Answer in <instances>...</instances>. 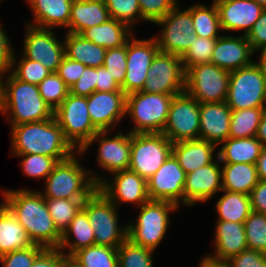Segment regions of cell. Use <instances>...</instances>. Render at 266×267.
<instances>
[{
	"instance_id": "cell-56",
	"label": "cell",
	"mask_w": 266,
	"mask_h": 267,
	"mask_svg": "<svg viewBox=\"0 0 266 267\" xmlns=\"http://www.w3.org/2000/svg\"><path fill=\"white\" fill-rule=\"evenodd\" d=\"M249 196L252 211L266 215V180H259Z\"/></svg>"
},
{
	"instance_id": "cell-48",
	"label": "cell",
	"mask_w": 266,
	"mask_h": 267,
	"mask_svg": "<svg viewBox=\"0 0 266 267\" xmlns=\"http://www.w3.org/2000/svg\"><path fill=\"white\" fill-rule=\"evenodd\" d=\"M44 249L33 244L25 249L15 250L0 256L3 267H31L36 256Z\"/></svg>"
},
{
	"instance_id": "cell-5",
	"label": "cell",
	"mask_w": 266,
	"mask_h": 267,
	"mask_svg": "<svg viewBox=\"0 0 266 267\" xmlns=\"http://www.w3.org/2000/svg\"><path fill=\"white\" fill-rule=\"evenodd\" d=\"M140 207L136 223L127 225V238L134 244L155 251L169 226V212L178 206L169 201L149 200Z\"/></svg>"
},
{
	"instance_id": "cell-10",
	"label": "cell",
	"mask_w": 266,
	"mask_h": 267,
	"mask_svg": "<svg viewBox=\"0 0 266 267\" xmlns=\"http://www.w3.org/2000/svg\"><path fill=\"white\" fill-rule=\"evenodd\" d=\"M173 143L162 133H131L129 170L148 180L172 154Z\"/></svg>"
},
{
	"instance_id": "cell-54",
	"label": "cell",
	"mask_w": 266,
	"mask_h": 267,
	"mask_svg": "<svg viewBox=\"0 0 266 267\" xmlns=\"http://www.w3.org/2000/svg\"><path fill=\"white\" fill-rule=\"evenodd\" d=\"M65 256L58 248H44L36 256L31 267H62Z\"/></svg>"
},
{
	"instance_id": "cell-1",
	"label": "cell",
	"mask_w": 266,
	"mask_h": 267,
	"mask_svg": "<svg viewBox=\"0 0 266 267\" xmlns=\"http://www.w3.org/2000/svg\"><path fill=\"white\" fill-rule=\"evenodd\" d=\"M7 209L26 230L33 244L58 248L62 235L56 229L41 192L28 189L4 190Z\"/></svg>"
},
{
	"instance_id": "cell-46",
	"label": "cell",
	"mask_w": 266,
	"mask_h": 267,
	"mask_svg": "<svg viewBox=\"0 0 266 267\" xmlns=\"http://www.w3.org/2000/svg\"><path fill=\"white\" fill-rule=\"evenodd\" d=\"M127 42L120 47L107 49L103 66L121 87L124 83L127 65Z\"/></svg>"
},
{
	"instance_id": "cell-8",
	"label": "cell",
	"mask_w": 266,
	"mask_h": 267,
	"mask_svg": "<svg viewBox=\"0 0 266 267\" xmlns=\"http://www.w3.org/2000/svg\"><path fill=\"white\" fill-rule=\"evenodd\" d=\"M93 227L95 245L118 248L127 239V225H118L117 206L100 189H96L83 203Z\"/></svg>"
},
{
	"instance_id": "cell-25",
	"label": "cell",
	"mask_w": 266,
	"mask_h": 267,
	"mask_svg": "<svg viewBox=\"0 0 266 267\" xmlns=\"http://www.w3.org/2000/svg\"><path fill=\"white\" fill-rule=\"evenodd\" d=\"M215 227V255L206 258L215 262H227L248 249L244 223L218 220Z\"/></svg>"
},
{
	"instance_id": "cell-52",
	"label": "cell",
	"mask_w": 266,
	"mask_h": 267,
	"mask_svg": "<svg viewBox=\"0 0 266 267\" xmlns=\"http://www.w3.org/2000/svg\"><path fill=\"white\" fill-rule=\"evenodd\" d=\"M85 67L86 66L82 63L71 60L70 58L64 56L56 73L70 88L80 78Z\"/></svg>"
},
{
	"instance_id": "cell-12",
	"label": "cell",
	"mask_w": 266,
	"mask_h": 267,
	"mask_svg": "<svg viewBox=\"0 0 266 267\" xmlns=\"http://www.w3.org/2000/svg\"><path fill=\"white\" fill-rule=\"evenodd\" d=\"M200 103L187 92L175 95L162 131L172 143L199 139Z\"/></svg>"
},
{
	"instance_id": "cell-21",
	"label": "cell",
	"mask_w": 266,
	"mask_h": 267,
	"mask_svg": "<svg viewBox=\"0 0 266 267\" xmlns=\"http://www.w3.org/2000/svg\"><path fill=\"white\" fill-rule=\"evenodd\" d=\"M200 167L186 174L184 185V205L210 200L216 192L222 191V170L218 162Z\"/></svg>"
},
{
	"instance_id": "cell-29",
	"label": "cell",
	"mask_w": 266,
	"mask_h": 267,
	"mask_svg": "<svg viewBox=\"0 0 266 267\" xmlns=\"http://www.w3.org/2000/svg\"><path fill=\"white\" fill-rule=\"evenodd\" d=\"M217 153L221 163H247L256 165L263 148L262 143L255 137L227 138Z\"/></svg>"
},
{
	"instance_id": "cell-27",
	"label": "cell",
	"mask_w": 266,
	"mask_h": 267,
	"mask_svg": "<svg viewBox=\"0 0 266 267\" xmlns=\"http://www.w3.org/2000/svg\"><path fill=\"white\" fill-rule=\"evenodd\" d=\"M215 148L216 145L202 139L186 140L173 143L172 154L187 174L211 164Z\"/></svg>"
},
{
	"instance_id": "cell-65",
	"label": "cell",
	"mask_w": 266,
	"mask_h": 267,
	"mask_svg": "<svg viewBox=\"0 0 266 267\" xmlns=\"http://www.w3.org/2000/svg\"><path fill=\"white\" fill-rule=\"evenodd\" d=\"M253 1H255L261 7H263L264 9H266V0H253Z\"/></svg>"
},
{
	"instance_id": "cell-4",
	"label": "cell",
	"mask_w": 266,
	"mask_h": 267,
	"mask_svg": "<svg viewBox=\"0 0 266 267\" xmlns=\"http://www.w3.org/2000/svg\"><path fill=\"white\" fill-rule=\"evenodd\" d=\"M103 181L100 176L86 171L74 153L55 165L45 179V193L40 192L44 199H87Z\"/></svg>"
},
{
	"instance_id": "cell-23",
	"label": "cell",
	"mask_w": 266,
	"mask_h": 267,
	"mask_svg": "<svg viewBox=\"0 0 266 267\" xmlns=\"http://www.w3.org/2000/svg\"><path fill=\"white\" fill-rule=\"evenodd\" d=\"M252 54L254 51L245 35H221L216 40L210 63L231 72L252 64Z\"/></svg>"
},
{
	"instance_id": "cell-40",
	"label": "cell",
	"mask_w": 266,
	"mask_h": 267,
	"mask_svg": "<svg viewBox=\"0 0 266 267\" xmlns=\"http://www.w3.org/2000/svg\"><path fill=\"white\" fill-rule=\"evenodd\" d=\"M153 251L127 238L117 248L118 267H153Z\"/></svg>"
},
{
	"instance_id": "cell-28",
	"label": "cell",
	"mask_w": 266,
	"mask_h": 267,
	"mask_svg": "<svg viewBox=\"0 0 266 267\" xmlns=\"http://www.w3.org/2000/svg\"><path fill=\"white\" fill-rule=\"evenodd\" d=\"M33 11V24L38 28L68 27L73 0H27Z\"/></svg>"
},
{
	"instance_id": "cell-18",
	"label": "cell",
	"mask_w": 266,
	"mask_h": 267,
	"mask_svg": "<svg viewBox=\"0 0 266 267\" xmlns=\"http://www.w3.org/2000/svg\"><path fill=\"white\" fill-rule=\"evenodd\" d=\"M108 133L109 131H98L80 151H77L78 154H84L88 147L98 140L99 166L112 174L127 170L130 165L131 133H118L113 138L107 137Z\"/></svg>"
},
{
	"instance_id": "cell-2",
	"label": "cell",
	"mask_w": 266,
	"mask_h": 267,
	"mask_svg": "<svg viewBox=\"0 0 266 267\" xmlns=\"http://www.w3.org/2000/svg\"><path fill=\"white\" fill-rule=\"evenodd\" d=\"M11 135L14 155L40 154L60 162L74 154L55 117L11 126Z\"/></svg>"
},
{
	"instance_id": "cell-26",
	"label": "cell",
	"mask_w": 266,
	"mask_h": 267,
	"mask_svg": "<svg viewBox=\"0 0 266 267\" xmlns=\"http://www.w3.org/2000/svg\"><path fill=\"white\" fill-rule=\"evenodd\" d=\"M109 19L110 14L104 0H73L67 29L70 33L80 34Z\"/></svg>"
},
{
	"instance_id": "cell-39",
	"label": "cell",
	"mask_w": 266,
	"mask_h": 267,
	"mask_svg": "<svg viewBox=\"0 0 266 267\" xmlns=\"http://www.w3.org/2000/svg\"><path fill=\"white\" fill-rule=\"evenodd\" d=\"M86 199H46V205L58 232L63 233L68 229L70 222L82 209Z\"/></svg>"
},
{
	"instance_id": "cell-7",
	"label": "cell",
	"mask_w": 266,
	"mask_h": 267,
	"mask_svg": "<svg viewBox=\"0 0 266 267\" xmlns=\"http://www.w3.org/2000/svg\"><path fill=\"white\" fill-rule=\"evenodd\" d=\"M226 103L231 110L266 107V73L258 62L230 72Z\"/></svg>"
},
{
	"instance_id": "cell-11",
	"label": "cell",
	"mask_w": 266,
	"mask_h": 267,
	"mask_svg": "<svg viewBox=\"0 0 266 267\" xmlns=\"http://www.w3.org/2000/svg\"><path fill=\"white\" fill-rule=\"evenodd\" d=\"M230 72L213 63L195 65L186 70L185 92L199 103L224 102L228 95Z\"/></svg>"
},
{
	"instance_id": "cell-62",
	"label": "cell",
	"mask_w": 266,
	"mask_h": 267,
	"mask_svg": "<svg viewBox=\"0 0 266 267\" xmlns=\"http://www.w3.org/2000/svg\"><path fill=\"white\" fill-rule=\"evenodd\" d=\"M261 51V55H260V59H259V64L262 67V70L266 73V45L260 49Z\"/></svg>"
},
{
	"instance_id": "cell-22",
	"label": "cell",
	"mask_w": 266,
	"mask_h": 267,
	"mask_svg": "<svg viewBox=\"0 0 266 267\" xmlns=\"http://www.w3.org/2000/svg\"><path fill=\"white\" fill-rule=\"evenodd\" d=\"M221 30H242L247 35L264 10L253 0H214Z\"/></svg>"
},
{
	"instance_id": "cell-38",
	"label": "cell",
	"mask_w": 266,
	"mask_h": 267,
	"mask_svg": "<svg viewBox=\"0 0 266 267\" xmlns=\"http://www.w3.org/2000/svg\"><path fill=\"white\" fill-rule=\"evenodd\" d=\"M71 257L83 267H118L117 248L93 245L81 248Z\"/></svg>"
},
{
	"instance_id": "cell-41",
	"label": "cell",
	"mask_w": 266,
	"mask_h": 267,
	"mask_svg": "<svg viewBox=\"0 0 266 267\" xmlns=\"http://www.w3.org/2000/svg\"><path fill=\"white\" fill-rule=\"evenodd\" d=\"M248 249L266 254V215L252 211L244 221Z\"/></svg>"
},
{
	"instance_id": "cell-31",
	"label": "cell",
	"mask_w": 266,
	"mask_h": 267,
	"mask_svg": "<svg viewBox=\"0 0 266 267\" xmlns=\"http://www.w3.org/2000/svg\"><path fill=\"white\" fill-rule=\"evenodd\" d=\"M65 56L92 68L102 67L107 49L84 39L80 34L67 32Z\"/></svg>"
},
{
	"instance_id": "cell-32",
	"label": "cell",
	"mask_w": 266,
	"mask_h": 267,
	"mask_svg": "<svg viewBox=\"0 0 266 267\" xmlns=\"http://www.w3.org/2000/svg\"><path fill=\"white\" fill-rule=\"evenodd\" d=\"M222 190L249 195L259 178L256 165L247 163H224Z\"/></svg>"
},
{
	"instance_id": "cell-53",
	"label": "cell",
	"mask_w": 266,
	"mask_h": 267,
	"mask_svg": "<svg viewBox=\"0 0 266 267\" xmlns=\"http://www.w3.org/2000/svg\"><path fill=\"white\" fill-rule=\"evenodd\" d=\"M246 38L254 52H257V50H260L266 45V9L262 11L259 19L246 35Z\"/></svg>"
},
{
	"instance_id": "cell-44",
	"label": "cell",
	"mask_w": 266,
	"mask_h": 267,
	"mask_svg": "<svg viewBox=\"0 0 266 267\" xmlns=\"http://www.w3.org/2000/svg\"><path fill=\"white\" fill-rule=\"evenodd\" d=\"M110 18L127 24L129 27L138 19L144 21L138 0H104Z\"/></svg>"
},
{
	"instance_id": "cell-16",
	"label": "cell",
	"mask_w": 266,
	"mask_h": 267,
	"mask_svg": "<svg viewBox=\"0 0 266 267\" xmlns=\"http://www.w3.org/2000/svg\"><path fill=\"white\" fill-rule=\"evenodd\" d=\"M186 173L173 154L147 180L150 200L169 201L180 206L184 203ZM180 203V204H179Z\"/></svg>"
},
{
	"instance_id": "cell-55",
	"label": "cell",
	"mask_w": 266,
	"mask_h": 267,
	"mask_svg": "<svg viewBox=\"0 0 266 267\" xmlns=\"http://www.w3.org/2000/svg\"><path fill=\"white\" fill-rule=\"evenodd\" d=\"M15 58L8 36L0 27V72L4 74L12 70L16 63Z\"/></svg>"
},
{
	"instance_id": "cell-45",
	"label": "cell",
	"mask_w": 266,
	"mask_h": 267,
	"mask_svg": "<svg viewBox=\"0 0 266 267\" xmlns=\"http://www.w3.org/2000/svg\"><path fill=\"white\" fill-rule=\"evenodd\" d=\"M22 156L21 166L23 173L31 178H47L58 161L49 156L40 154L17 155Z\"/></svg>"
},
{
	"instance_id": "cell-37",
	"label": "cell",
	"mask_w": 266,
	"mask_h": 267,
	"mask_svg": "<svg viewBox=\"0 0 266 267\" xmlns=\"http://www.w3.org/2000/svg\"><path fill=\"white\" fill-rule=\"evenodd\" d=\"M266 107L232 110L229 137L248 138L256 136L258 125Z\"/></svg>"
},
{
	"instance_id": "cell-13",
	"label": "cell",
	"mask_w": 266,
	"mask_h": 267,
	"mask_svg": "<svg viewBox=\"0 0 266 267\" xmlns=\"http://www.w3.org/2000/svg\"><path fill=\"white\" fill-rule=\"evenodd\" d=\"M185 74L180 56L158 51L151 62L142 92L181 94L185 91Z\"/></svg>"
},
{
	"instance_id": "cell-42",
	"label": "cell",
	"mask_w": 266,
	"mask_h": 267,
	"mask_svg": "<svg viewBox=\"0 0 266 267\" xmlns=\"http://www.w3.org/2000/svg\"><path fill=\"white\" fill-rule=\"evenodd\" d=\"M38 89L43 100L55 111L70 93V88L56 72H51L41 83Z\"/></svg>"
},
{
	"instance_id": "cell-35",
	"label": "cell",
	"mask_w": 266,
	"mask_h": 267,
	"mask_svg": "<svg viewBox=\"0 0 266 267\" xmlns=\"http://www.w3.org/2000/svg\"><path fill=\"white\" fill-rule=\"evenodd\" d=\"M222 191L225 194L216 202L218 220L244 223L252 212L250 196L243 193Z\"/></svg>"
},
{
	"instance_id": "cell-57",
	"label": "cell",
	"mask_w": 266,
	"mask_h": 267,
	"mask_svg": "<svg viewBox=\"0 0 266 267\" xmlns=\"http://www.w3.org/2000/svg\"><path fill=\"white\" fill-rule=\"evenodd\" d=\"M96 91L113 92L122 91L104 66L96 68Z\"/></svg>"
},
{
	"instance_id": "cell-6",
	"label": "cell",
	"mask_w": 266,
	"mask_h": 267,
	"mask_svg": "<svg viewBox=\"0 0 266 267\" xmlns=\"http://www.w3.org/2000/svg\"><path fill=\"white\" fill-rule=\"evenodd\" d=\"M175 95L134 92L126 96V114L134 121V134L162 133Z\"/></svg>"
},
{
	"instance_id": "cell-14",
	"label": "cell",
	"mask_w": 266,
	"mask_h": 267,
	"mask_svg": "<svg viewBox=\"0 0 266 267\" xmlns=\"http://www.w3.org/2000/svg\"><path fill=\"white\" fill-rule=\"evenodd\" d=\"M155 24L163 26L161 36L155 38L159 51L182 57L198 35L193 28L191 13L178 5Z\"/></svg>"
},
{
	"instance_id": "cell-43",
	"label": "cell",
	"mask_w": 266,
	"mask_h": 267,
	"mask_svg": "<svg viewBox=\"0 0 266 267\" xmlns=\"http://www.w3.org/2000/svg\"><path fill=\"white\" fill-rule=\"evenodd\" d=\"M217 38L197 37L181 57L185 71L195 65L210 63Z\"/></svg>"
},
{
	"instance_id": "cell-61",
	"label": "cell",
	"mask_w": 266,
	"mask_h": 267,
	"mask_svg": "<svg viewBox=\"0 0 266 267\" xmlns=\"http://www.w3.org/2000/svg\"><path fill=\"white\" fill-rule=\"evenodd\" d=\"M62 267H83L71 256H65L63 258Z\"/></svg>"
},
{
	"instance_id": "cell-50",
	"label": "cell",
	"mask_w": 266,
	"mask_h": 267,
	"mask_svg": "<svg viewBox=\"0 0 266 267\" xmlns=\"http://www.w3.org/2000/svg\"><path fill=\"white\" fill-rule=\"evenodd\" d=\"M229 267H266V254L253 249H246L230 258Z\"/></svg>"
},
{
	"instance_id": "cell-3",
	"label": "cell",
	"mask_w": 266,
	"mask_h": 267,
	"mask_svg": "<svg viewBox=\"0 0 266 267\" xmlns=\"http://www.w3.org/2000/svg\"><path fill=\"white\" fill-rule=\"evenodd\" d=\"M0 112L9 116L11 126L54 117V111L41 97L38 85L20 81L12 73L2 82Z\"/></svg>"
},
{
	"instance_id": "cell-63",
	"label": "cell",
	"mask_w": 266,
	"mask_h": 267,
	"mask_svg": "<svg viewBox=\"0 0 266 267\" xmlns=\"http://www.w3.org/2000/svg\"><path fill=\"white\" fill-rule=\"evenodd\" d=\"M4 203H0V215L7 209L6 197L4 195Z\"/></svg>"
},
{
	"instance_id": "cell-51",
	"label": "cell",
	"mask_w": 266,
	"mask_h": 267,
	"mask_svg": "<svg viewBox=\"0 0 266 267\" xmlns=\"http://www.w3.org/2000/svg\"><path fill=\"white\" fill-rule=\"evenodd\" d=\"M96 91V68L86 66L82 75L70 87V93L76 96L89 97Z\"/></svg>"
},
{
	"instance_id": "cell-30",
	"label": "cell",
	"mask_w": 266,
	"mask_h": 267,
	"mask_svg": "<svg viewBox=\"0 0 266 267\" xmlns=\"http://www.w3.org/2000/svg\"><path fill=\"white\" fill-rule=\"evenodd\" d=\"M131 28L116 19L83 30L80 35L105 49L123 46L132 37Z\"/></svg>"
},
{
	"instance_id": "cell-20",
	"label": "cell",
	"mask_w": 266,
	"mask_h": 267,
	"mask_svg": "<svg viewBox=\"0 0 266 267\" xmlns=\"http://www.w3.org/2000/svg\"><path fill=\"white\" fill-rule=\"evenodd\" d=\"M113 181L104 180L97 188L116 206L117 202L136 203L138 206L150 200L147 180L129 169L113 173ZM109 181V182H108ZM113 182V183H112ZM117 199V200H116Z\"/></svg>"
},
{
	"instance_id": "cell-34",
	"label": "cell",
	"mask_w": 266,
	"mask_h": 267,
	"mask_svg": "<svg viewBox=\"0 0 266 267\" xmlns=\"http://www.w3.org/2000/svg\"><path fill=\"white\" fill-rule=\"evenodd\" d=\"M32 245L26 230L16 217L6 209L0 215V256Z\"/></svg>"
},
{
	"instance_id": "cell-59",
	"label": "cell",
	"mask_w": 266,
	"mask_h": 267,
	"mask_svg": "<svg viewBox=\"0 0 266 267\" xmlns=\"http://www.w3.org/2000/svg\"><path fill=\"white\" fill-rule=\"evenodd\" d=\"M255 137L262 143L263 147H266V109L262 114Z\"/></svg>"
},
{
	"instance_id": "cell-15",
	"label": "cell",
	"mask_w": 266,
	"mask_h": 267,
	"mask_svg": "<svg viewBox=\"0 0 266 267\" xmlns=\"http://www.w3.org/2000/svg\"><path fill=\"white\" fill-rule=\"evenodd\" d=\"M131 37L127 40V65L124 83L121 90L129 95L142 91L151 62L159 51L156 39L138 40ZM131 42V43H130Z\"/></svg>"
},
{
	"instance_id": "cell-9",
	"label": "cell",
	"mask_w": 266,
	"mask_h": 267,
	"mask_svg": "<svg viewBox=\"0 0 266 267\" xmlns=\"http://www.w3.org/2000/svg\"><path fill=\"white\" fill-rule=\"evenodd\" d=\"M54 117L64 137L76 151H80L87 142L98 132L93 126L87 107V97L71 93L54 111Z\"/></svg>"
},
{
	"instance_id": "cell-49",
	"label": "cell",
	"mask_w": 266,
	"mask_h": 267,
	"mask_svg": "<svg viewBox=\"0 0 266 267\" xmlns=\"http://www.w3.org/2000/svg\"><path fill=\"white\" fill-rule=\"evenodd\" d=\"M142 18L156 23L177 6V0H138Z\"/></svg>"
},
{
	"instance_id": "cell-64",
	"label": "cell",
	"mask_w": 266,
	"mask_h": 267,
	"mask_svg": "<svg viewBox=\"0 0 266 267\" xmlns=\"http://www.w3.org/2000/svg\"><path fill=\"white\" fill-rule=\"evenodd\" d=\"M4 77V74L0 72V107H1V104H2V82L3 80L1 78Z\"/></svg>"
},
{
	"instance_id": "cell-36",
	"label": "cell",
	"mask_w": 266,
	"mask_h": 267,
	"mask_svg": "<svg viewBox=\"0 0 266 267\" xmlns=\"http://www.w3.org/2000/svg\"><path fill=\"white\" fill-rule=\"evenodd\" d=\"M187 10L191 13L193 28L199 37L218 38L221 36L218 34L221 26L214 1L210 7L203 4H194Z\"/></svg>"
},
{
	"instance_id": "cell-33",
	"label": "cell",
	"mask_w": 266,
	"mask_h": 267,
	"mask_svg": "<svg viewBox=\"0 0 266 267\" xmlns=\"http://www.w3.org/2000/svg\"><path fill=\"white\" fill-rule=\"evenodd\" d=\"M74 236L75 241H71L70 237ZM95 245V236L93 227L87 213L81 209L70 222L68 229L63 233L61 243L58 247L61 251L69 247L66 256H71L77 250Z\"/></svg>"
},
{
	"instance_id": "cell-17",
	"label": "cell",
	"mask_w": 266,
	"mask_h": 267,
	"mask_svg": "<svg viewBox=\"0 0 266 267\" xmlns=\"http://www.w3.org/2000/svg\"><path fill=\"white\" fill-rule=\"evenodd\" d=\"M27 33L24 41V56L39 61L51 72H57L65 56L64 42L60 43L52 29L26 25Z\"/></svg>"
},
{
	"instance_id": "cell-58",
	"label": "cell",
	"mask_w": 266,
	"mask_h": 267,
	"mask_svg": "<svg viewBox=\"0 0 266 267\" xmlns=\"http://www.w3.org/2000/svg\"><path fill=\"white\" fill-rule=\"evenodd\" d=\"M256 167L259 180H266V147L262 148Z\"/></svg>"
},
{
	"instance_id": "cell-47",
	"label": "cell",
	"mask_w": 266,
	"mask_h": 267,
	"mask_svg": "<svg viewBox=\"0 0 266 267\" xmlns=\"http://www.w3.org/2000/svg\"><path fill=\"white\" fill-rule=\"evenodd\" d=\"M50 73L51 71L39 63V61H33L22 55L12 74L20 81L38 85Z\"/></svg>"
},
{
	"instance_id": "cell-24",
	"label": "cell",
	"mask_w": 266,
	"mask_h": 267,
	"mask_svg": "<svg viewBox=\"0 0 266 267\" xmlns=\"http://www.w3.org/2000/svg\"><path fill=\"white\" fill-rule=\"evenodd\" d=\"M231 113L226 101L200 103L199 139L216 146L222 144L229 138Z\"/></svg>"
},
{
	"instance_id": "cell-60",
	"label": "cell",
	"mask_w": 266,
	"mask_h": 267,
	"mask_svg": "<svg viewBox=\"0 0 266 267\" xmlns=\"http://www.w3.org/2000/svg\"><path fill=\"white\" fill-rule=\"evenodd\" d=\"M199 267H229L226 262H215L206 257L201 260Z\"/></svg>"
},
{
	"instance_id": "cell-19",
	"label": "cell",
	"mask_w": 266,
	"mask_h": 267,
	"mask_svg": "<svg viewBox=\"0 0 266 267\" xmlns=\"http://www.w3.org/2000/svg\"><path fill=\"white\" fill-rule=\"evenodd\" d=\"M126 94L123 91H95L87 97L88 113L98 131H109L126 115Z\"/></svg>"
}]
</instances>
